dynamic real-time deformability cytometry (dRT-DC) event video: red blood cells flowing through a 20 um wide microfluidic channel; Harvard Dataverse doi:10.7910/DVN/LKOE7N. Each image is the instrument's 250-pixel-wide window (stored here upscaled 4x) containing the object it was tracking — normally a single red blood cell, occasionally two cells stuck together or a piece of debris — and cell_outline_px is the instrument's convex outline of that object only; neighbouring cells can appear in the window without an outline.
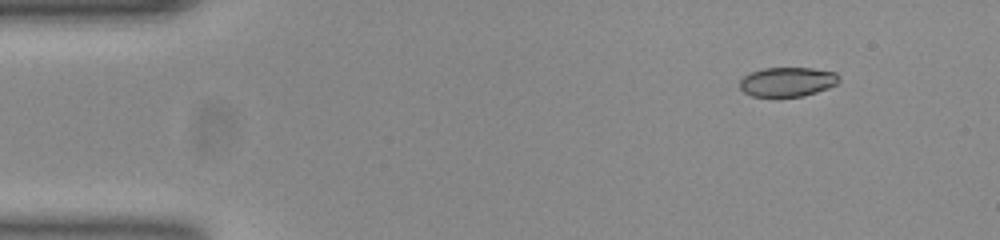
{"species": "common noctule bat (a hibernating species)", "species_latin": "Nyctalus noctula", "temperature_condition": "room temperature", "stored_images_in_passage": 48, "camera_frame_rate_fps": 3000, "um_per_image_px": 0.085, "animal": {"sex": "female", "body_mass_g": 23.0, "forearm_length_mm": 53.4}, "frame": {"image": 1, "passage_image": 1, "time_ms": 0.0, "image_size_px": [1000, 240], "cell_outline_px": [[840, 80], [836, 84], [828, 88], [804, 96], [752, 96], [744, 92], [740, 88], [740, 80], [748, 72], [764, 68], [812, 68], [836, 72], [840, 76]], "centroid_in_image_um": [66.94, 6.94], "position_along_channel_um": 18.1, "area_um2": 17.05}}
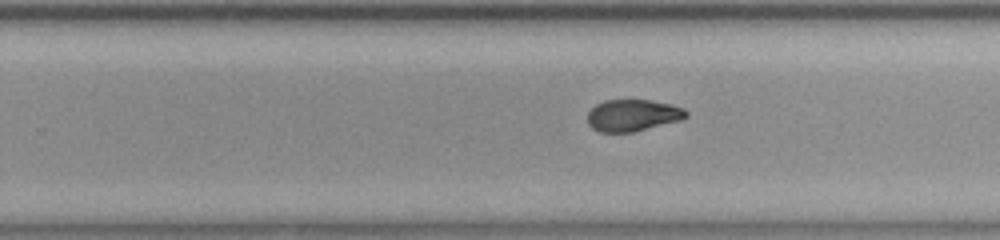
{"frame": {"image": 2, "passage_image": 28, "time_ms": 9.0, "image_size_px": [1000, 240], "cell_outline_px": [[688, 116], [680, 120], [632, 132], [600, 132], [592, 128], [588, 124], [588, 112], [596, 104], [604, 100], [652, 100], [672, 104], [684, 108], [688, 112]], "centroid_in_image_um": [53.79, 9.79], "position_along_channel_um": 276.0, "area_um2": 18.26}}
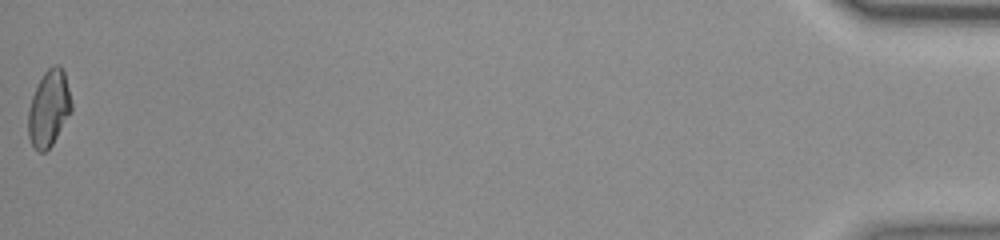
{"frame": {"image": 3, "passage_image": 48, "time_ms": 15.667, "image_size_px": [1000, 240], "cell_outline_px": [[72, 112], [52, 144], [44, 152], [40, 152], [32, 144], [28, 136], [28, 108], [32, 96], [44, 72], [48, 68], [56, 64], [60, 64], [64, 72], [72, 104]], "centroid_in_image_um": [4.16, 9.21], "position_along_channel_um": 431.0, "area_um2": 19.07}, "authors_computed_cell_mechanics": {"area_um2": 18.8139, "velocity_mm_per_s": 3.876, "shape_relaxation_time_tau1_ms": null, "shape_relaxation_time_tau2_ms": 2.0876, "deformation_change_tau1": null, "deformation_change_tau2": 0.0598}}